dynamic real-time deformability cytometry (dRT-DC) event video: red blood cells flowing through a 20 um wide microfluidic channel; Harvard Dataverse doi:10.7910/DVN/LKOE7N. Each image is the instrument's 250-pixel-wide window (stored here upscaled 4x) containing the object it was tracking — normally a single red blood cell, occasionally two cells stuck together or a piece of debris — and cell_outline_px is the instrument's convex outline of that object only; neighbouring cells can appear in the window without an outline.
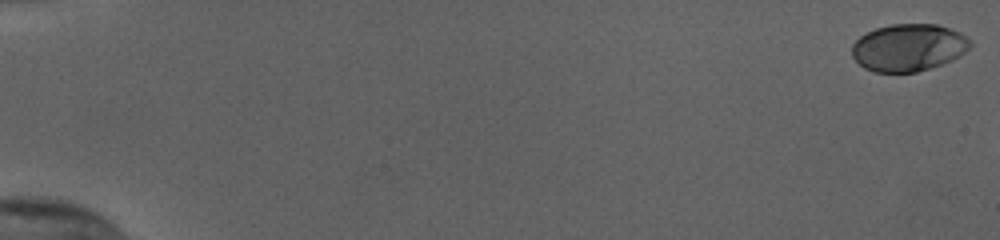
{"species": "human", "species_latin": "Homo sapiens", "temperature_condition": "cold", "stored_images_in_passage": 8, "camera_frame_rate_fps": 3000, "um_per_image_px": 0.085, "donor": {"sex": "female"}, "frame": {"image": 1, "passage_image": 1, "time_ms": 0.0, "image_size_px": [1000, 240], "cell_outline_px": [[972, 44], [960, 56], [952, 60], [916, 72], [872, 72], [864, 68], [852, 56], [852, 44], [860, 36], [876, 28], [892, 24], [936, 24], [960, 32], [972, 40]], "centroid_in_image_um": [77.22, 4.04], "position_along_channel_um": 7.8, "area_um2": 32.54}}